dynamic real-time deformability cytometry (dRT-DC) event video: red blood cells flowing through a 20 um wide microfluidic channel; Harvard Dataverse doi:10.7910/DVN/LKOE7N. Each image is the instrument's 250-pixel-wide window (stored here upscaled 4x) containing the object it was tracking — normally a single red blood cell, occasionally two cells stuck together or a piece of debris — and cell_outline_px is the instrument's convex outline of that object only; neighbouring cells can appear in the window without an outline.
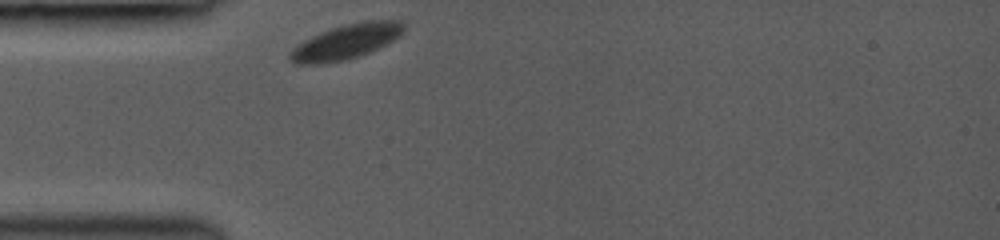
{"species": "common noctule bat (a hibernating species)", "species_latin": "Nyctalus noctula", "temperature_condition": "room temperature", "stored_images_in_passage": 4, "camera_frame_rate_fps": 3000, "um_per_image_px": 0.085, "animal": {"sex": "female", "body_mass_g": 19.0, "forearm_length_mm": 53.3}, "frame": {"image": 1, "passage_image": 1, "time_ms": 0.0, "image_size_px": [1000, 240], "cell_outline_px": [[404, 32], [400, 36], [368, 52], [348, 60], [320, 64], [296, 64], [288, 56], [288, 52], [304, 40], [320, 32], [344, 24], [372, 20], [400, 20], [404, 24]], "centroid_in_image_um": [29.4, 3.55], "position_along_channel_um": 55.6, "area_um2": 22.89}}
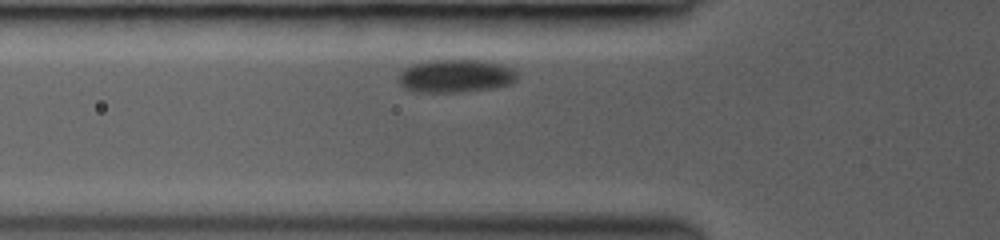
{"frame": {"image": 2, "passage_image": 3, "time_ms": 1.0, "image_size_px": [1000, 240], "cell_outline_px": [[516, 80], [512, 84], [492, 88], [464, 92], [416, 92], [404, 88], [396, 80], [396, 76], [404, 68], [412, 64], [436, 60], [480, 60], [500, 64], [516, 72]], "centroid_in_image_um": [38.67, 6.47], "position_along_channel_um": 87.1, "area_um2": 22.95}}